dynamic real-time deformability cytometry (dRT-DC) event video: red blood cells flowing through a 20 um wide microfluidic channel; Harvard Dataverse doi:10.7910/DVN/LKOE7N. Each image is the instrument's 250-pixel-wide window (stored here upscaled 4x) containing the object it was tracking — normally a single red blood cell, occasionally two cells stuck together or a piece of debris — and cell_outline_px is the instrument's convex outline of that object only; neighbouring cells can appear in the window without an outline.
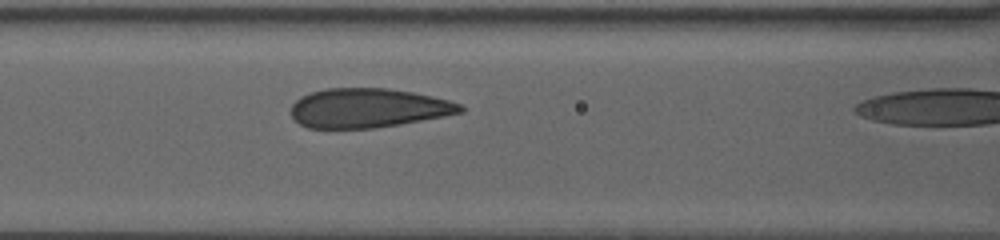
{"species": "human", "species_latin": "Homo sapiens", "temperature_condition": "warm", "stored_images_in_passage": 5, "segment_of_instrument_passage": [1, 2], "camera_frame_rate_fps": 3000, "um_per_image_px": 0.085, "donor": {"sex": "female"}, "frame": {"image": 1, "passage_image": 4, "time_ms": 3.0, "image_size_px": [1000, 240], "cell_outline_px": [[464, 112], [444, 116], [400, 124], [376, 128], [308, 128], [300, 124], [292, 116], [292, 104], [300, 96], [308, 92], [328, 88], [388, 88], [412, 92], [432, 96], [448, 100], [460, 104], [464, 108]], "centroid_in_image_um": [31.28, 9.18], "position_along_channel_um": 135.3, "area_um2": 38.78}}